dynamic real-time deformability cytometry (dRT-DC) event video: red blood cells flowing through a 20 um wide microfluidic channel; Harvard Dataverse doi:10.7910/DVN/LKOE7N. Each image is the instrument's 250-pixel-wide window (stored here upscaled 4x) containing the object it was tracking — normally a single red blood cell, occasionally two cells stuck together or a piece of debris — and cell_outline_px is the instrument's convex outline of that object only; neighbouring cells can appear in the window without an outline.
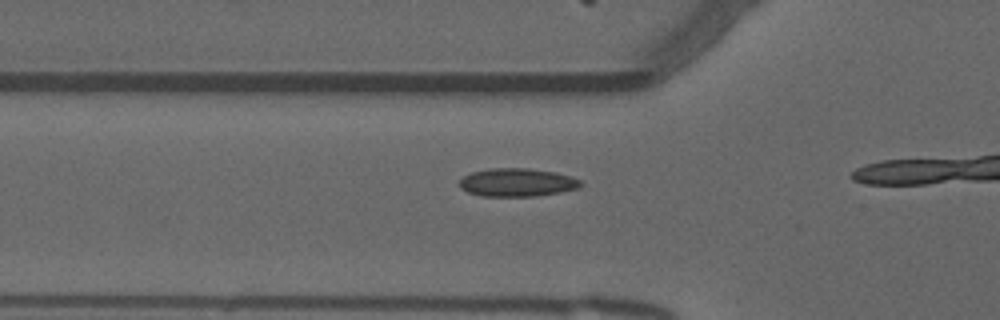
{"species": "common noctule bat (a hibernating species)", "species_latin": "Nyctalus noctula", "temperature_condition": "warm", "stored_images_in_passage": 15, "camera_frame_rate_fps": 3000, "um_per_image_px": 0.085, "animal": {"sex": "male", "forearm_length_mm": 52.5}, "frame": {"image": 1, "passage_image": 13, "time_ms": 4.0, "image_size_px": [1000, 320], "cell_outline_px": [[584, 184], [580, 188], [560, 192], [536, 196], [480, 196], [468, 192], [460, 188], [460, 180], [464, 176], [472, 172], [488, 168], [528, 168], [552, 172], [572, 176], [580, 180]], "centroid_in_image_um": [43.97, 15.51], "position_along_channel_um": 81.8, "area_um2": 20.0}}